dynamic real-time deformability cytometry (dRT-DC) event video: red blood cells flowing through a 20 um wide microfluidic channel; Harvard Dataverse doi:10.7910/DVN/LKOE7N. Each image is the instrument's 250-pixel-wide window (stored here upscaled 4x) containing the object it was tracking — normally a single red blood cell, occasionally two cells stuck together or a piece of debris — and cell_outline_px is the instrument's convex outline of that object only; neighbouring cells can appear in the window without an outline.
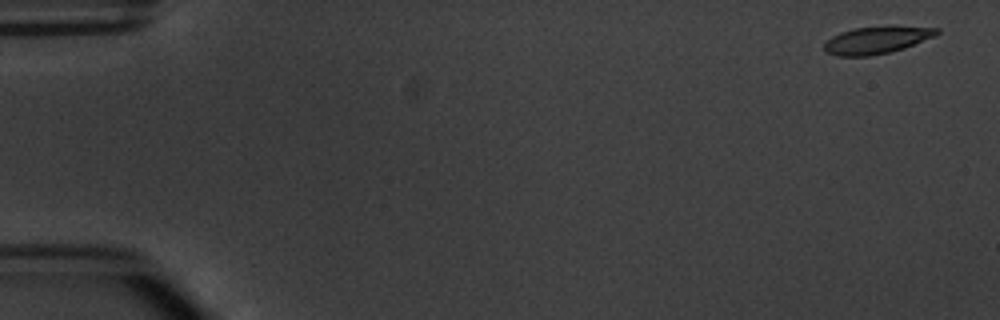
{"species": "common noctule bat (a hibernating species)", "species_latin": "Nyctalus noctula", "temperature_condition": "warm", "stored_images_in_passage": 6, "camera_frame_rate_fps": 3000, "um_per_image_px": 0.085, "animal": {"sex": "male", "body_mass_g": 20.1, "forearm_length_mm": 53.5}, "frame": {"image": 1, "passage_image": 1, "time_ms": 0.0, "image_size_px": [1000, 320], "cell_outline_px": [[940, 32], [936, 36], [904, 48], [888, 52], [868, 56], [840, 56], [828, 52], [824, 48], [824, 44], [832, 36], [840, 32], [856, 28], [940, 28]], "centroid_in_image_um": [74.49, 3.44], "position_along_channel_um": 10.5, "area_um2": 16.99}}
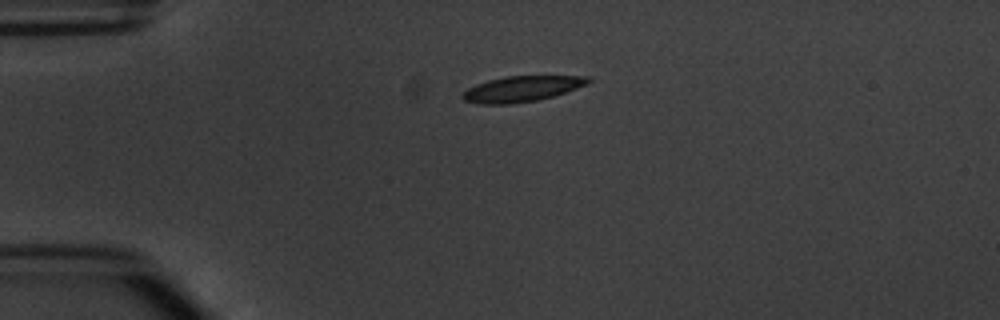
{"frame": {"image": 2, "passage_image": 4, "time_ms": 3.667, "image_size_px": [1000, 320], "cell_outline_px": [[592, 80], [588, 84], [552, 96], [536, 100], [512, 104], [480, 104], [464, 100], [460, 96], [468, 88], [476, 84], [488, 80], [504, 76], [588, 76]], "centroid_in_image_um": [44.33, 7.55], "position_along_channel_um": 40.7, "area_um2": 18.67}}